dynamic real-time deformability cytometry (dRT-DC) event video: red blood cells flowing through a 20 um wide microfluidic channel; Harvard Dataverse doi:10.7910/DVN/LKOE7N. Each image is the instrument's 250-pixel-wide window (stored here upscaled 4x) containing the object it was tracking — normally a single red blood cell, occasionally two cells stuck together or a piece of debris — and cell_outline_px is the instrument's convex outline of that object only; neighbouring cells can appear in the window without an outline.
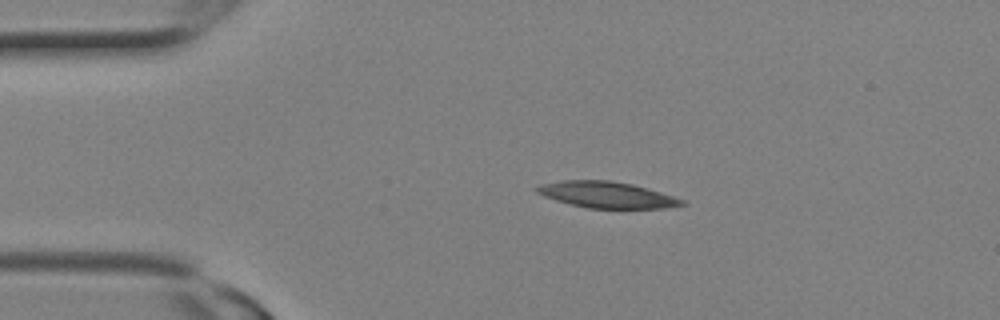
{"species": "Egyptian fruit bat (a non-hibernating species)", "species_latin": "Rousettus aegyptiacus", "temperature_condition": "room temperature", "stored_images_in_passage": 23, "camera_frame_rate_fps": 3000, "um_per_image_px": 0.085, "animal": {"sex": "female"}, "frame": {"image": 1, "passage_image": 4, "time_ms": 1.0, "image_size_px": [1000, 320], "cell_outline_px": [[688, 204], [664, 208], [588, 208], [556, 200], [544, 196], [536, 192], [536, 188], [544, 184], [564, 180], [608, 180], [632, 184], [648, 188], [684, 200]], "centroid_in_image_um": [51.62, 16.56], "position_along_channel_um": 33.4, "area_um2": 21.85}}
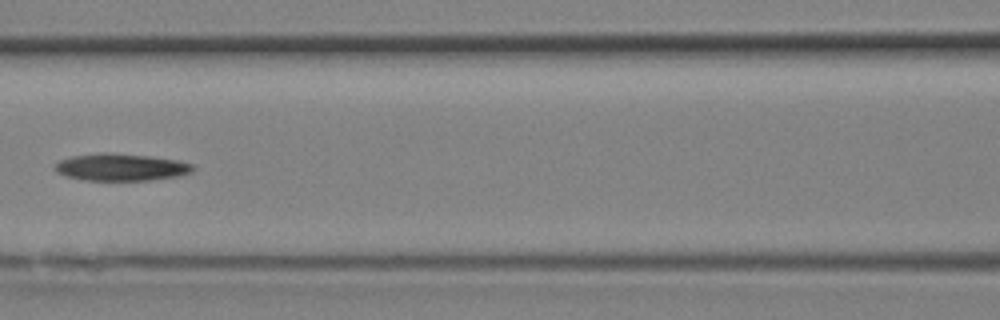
{"frame": {"image": 2, "passage_image": 10, "time_ms": 3.0, "image_size_px": [1000, 320], "cell_outline_px": [[196, 168], [192, 172], [180, 176], [148, 180], [84, 180], [68, 176], [56, 172], [52, 168], [60, 160], [72, 156], [100, 152], [104, 152], [148, 156], [176, 160], [192, 164]], "centroid_in_image_um": [10.28, 14.21], "position_along_channel_um": 156.3, "area_um2": 21.79}}
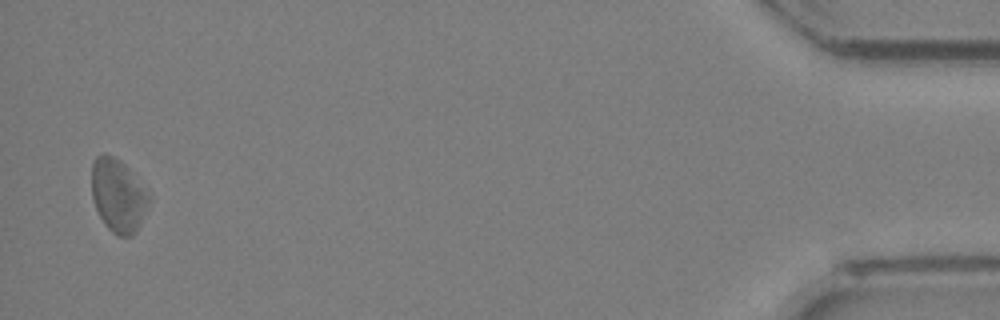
{"frame": {"image": 3, "passage_image": 23, "time_ms": 7.333, "image_size_px": [1000, 320], "cell_outline_px": [[152, 196], [136, 232], [132, 236], [116, 236], [104, 224], [96, 208], [92, 196], [92, 160], [96, 156], [104, 152], [120, 160], [128, 168]], "centroid_in_image_um": [10.04, 16.61], "position_along_channel_um": 425.2, "area_um2": 24.51}}